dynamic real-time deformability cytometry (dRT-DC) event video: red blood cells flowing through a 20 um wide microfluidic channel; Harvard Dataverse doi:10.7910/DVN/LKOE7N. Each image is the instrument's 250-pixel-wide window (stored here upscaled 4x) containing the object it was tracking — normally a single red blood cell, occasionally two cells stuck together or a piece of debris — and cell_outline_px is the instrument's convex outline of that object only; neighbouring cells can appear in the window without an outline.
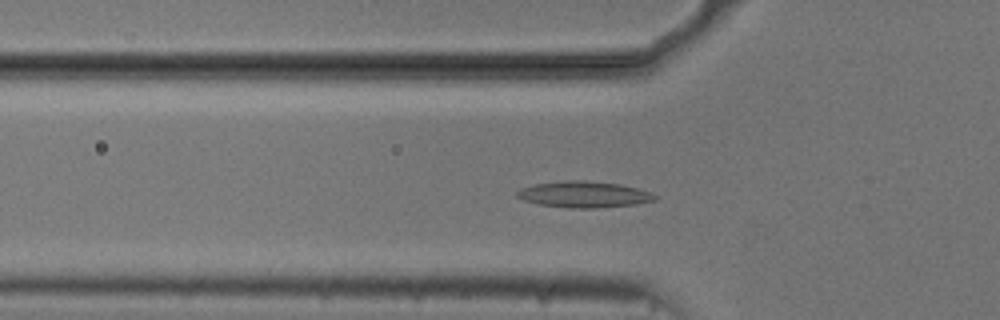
{"species": "common noctule bat (a hibernating species)", "species_latin": "Nyctalus noctula", "temperature_condition": "cold", "stored_images_in_passage": 54, "camera_frame_rate_fps": 3000, "um_per_image_px": 0.085, "animal": {"sex": "male", "body_mass_g": 20.5, "forearm_length_mm": 52.5}, "frame": {"image": 1, "passage_image": 18, "time_ms": 5.667, "image_size_px": [1000, 320], "cell_outline_px": [[660, 196], [656, 200], [636, 204], [596, 208], [568, 208], [540, 204], [524, 200], [516, 196], [516, 192], [524, 188], [536, 184], [568, 180], [584, 180], [620, 184], [640, 188]], "centroid_in_image_um": [49.72, 16.53], "position_along_channel_um": 76.1, "area_um2": 21.04}}
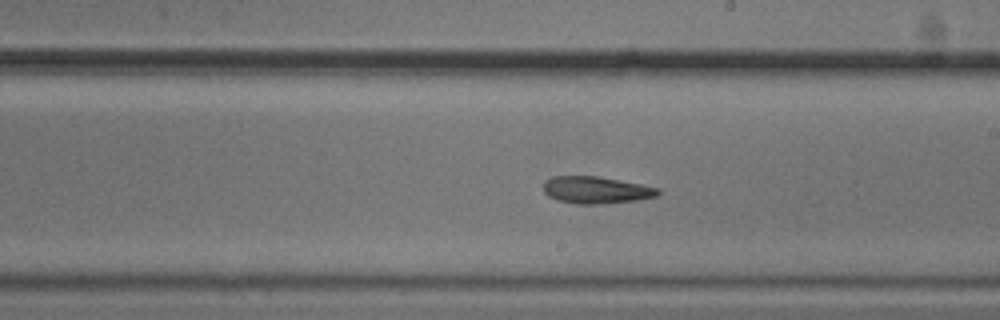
{"frame": {"image": 2, "passage_image": 31, "time_ms": 10.0, "image_size_px": [1000, 320], "cell_outline_px": [[660, 192], [656, 196], [636, 200], [604, 204], [576, 204], [556, 200], [548, 196], [544, 192], [544, 180], [552, 176], [600, 176], [660, 188]], "centroid_in_image_um": [50.64, 16.15], "position_along_channel_um": 238.4, "area_um2": 18.21}}
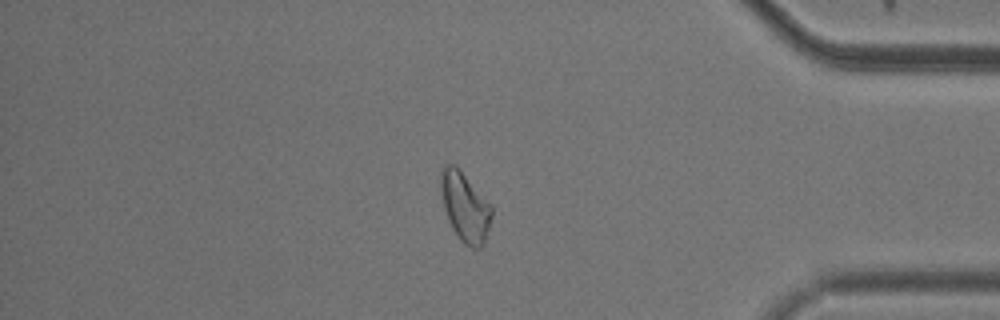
{"frame": {"image": 3, "passage_image": 46, "time_ms": 15.0, "image_size_px": [1000, 320], "cell_outline_px": [[492, 216], [484, 244], [480, 248], [472, 248], [464, 244], [460, 240], [452, 228], [448, 220], [444, 208], [440, 188], [440, 168], [444, 164], [456, 164], [460, 168], [492, 208]], "centroid_in_image_um": [39.49, 17.56], "position_along_channel_um": 395.7, "area_um2": 20.58}, "authors_computed_cell_mechanics": {"area_um2": 19.4497, "velocity_mm_per_s": 3.7296, "shape_relaxation_time_tau1_ms": 11.1106, "shape_relaxation_time_tau2_ms": null, "deformation_change_tau1": 0.2015, "deformation_change_tau2": null}}